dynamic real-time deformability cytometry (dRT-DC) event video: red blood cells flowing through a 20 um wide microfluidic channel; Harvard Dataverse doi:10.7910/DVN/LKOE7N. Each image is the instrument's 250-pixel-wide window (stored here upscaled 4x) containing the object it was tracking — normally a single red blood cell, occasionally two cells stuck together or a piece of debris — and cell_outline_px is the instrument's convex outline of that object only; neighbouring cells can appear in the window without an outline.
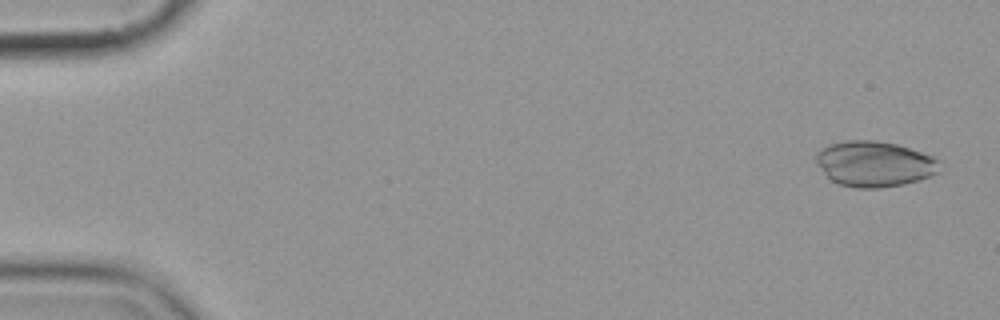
{"species": "common noctule bat (a hibernating species)", "species_latin": "Nyctalus noctula", "temperature_condition": "cold", "stored_images_in_passage": 6, "camera_frame_rate_fps": 3000, "um_per_image_px": 0.085, "animal": {"sex": "female", "body_mass_g": 19.9}, "frame": {"image": 1, "passage_image": 1, "time_ms": 0.0, "image_size_px": [1000, 320], "cell_outline_px": [[940, 160], [936, 172], [932, 176], [904, 184], [880, 188], [856, 188], [840, 184], [832, 180], [824, 172], [816, 160], [816, 156], [824, 148], [832, 144], [844, 140], [876, 140], [896, 144], [932, 156]], "centroid_in_image_um": [74.35, 13.93], "position_along_channel_um": 10.6, "area_um2": 32.31}}
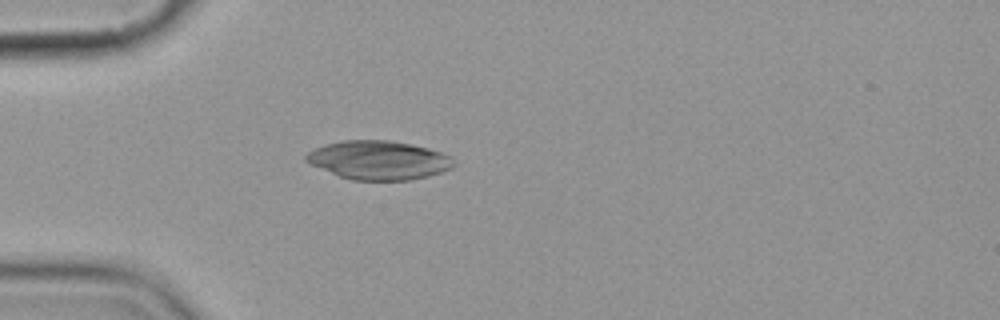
{"frame": {"image": 2, "passage_image": 5, "time_ms": 4.667, "image_size_px": [1000, 320], "cell_outline_px": [[456, 164], [452, 168], [428, 176], [408, 180], [352, 180], [340, 176], [312, 164], [304, 160], [304, 156], [308, 152], [324, 144], [344, 140], [388, 140], [412, 144], [428, 148], [452, 156]], "centroid_in_image_um": [32.21, 13.6], "position_along_channel_um": 52.8, "area_um2": 33.29}}